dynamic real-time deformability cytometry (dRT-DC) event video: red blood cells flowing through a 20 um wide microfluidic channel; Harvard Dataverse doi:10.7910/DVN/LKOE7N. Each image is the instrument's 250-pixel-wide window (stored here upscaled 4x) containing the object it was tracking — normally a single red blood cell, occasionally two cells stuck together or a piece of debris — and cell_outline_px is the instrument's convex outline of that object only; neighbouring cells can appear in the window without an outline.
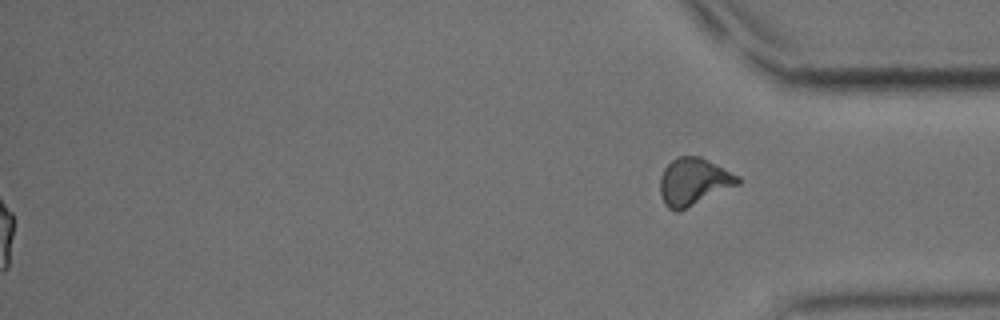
{"species": "common noctule bat (a hibernating species)", "species_latin": "Nyctalus noctula", "temperature_condition": "cold", "stored_images_in_passage": 49, "segment_of_instrument_passage": [2, 2], "camera_frame_rate_fps": 3000, "um_per_image_px": 0.085, "animal": {"sex": "male", "body_mass_g": 15.6}, "frame": {"image": 1, "passage_image": 49, "time_ms": 16.0, "image_size_px": [1000, 320], "cell_outline_px": [[740, 184], [680, 212], [676, 212], [668, 208], [664, 204], [660, 196], [660, 176], [664, 168], [676, 156], [700, 156], [740, 176]], "centroid_in_image_um": [58.95, 15.46], "position_along_channel_um": 376.3, "area_um2": 21.79}}